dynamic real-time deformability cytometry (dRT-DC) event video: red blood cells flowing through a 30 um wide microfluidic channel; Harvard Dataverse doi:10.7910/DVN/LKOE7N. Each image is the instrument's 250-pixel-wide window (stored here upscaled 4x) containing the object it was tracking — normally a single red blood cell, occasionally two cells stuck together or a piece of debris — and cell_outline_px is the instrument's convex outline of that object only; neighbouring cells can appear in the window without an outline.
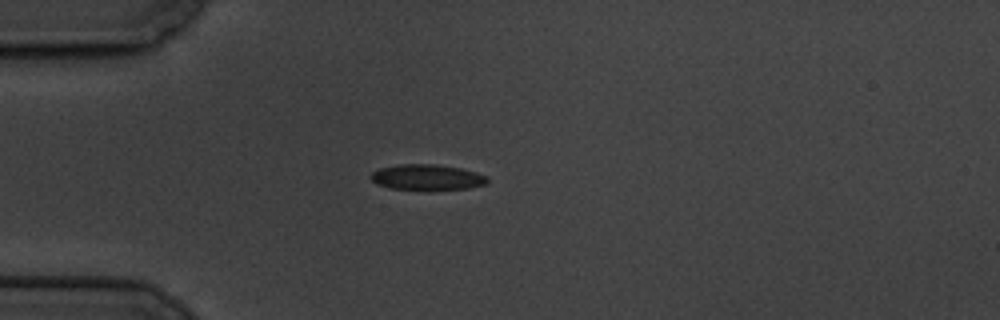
{"species": "common noctule bat (a hibernating species)", "species_latin": "Nyctalus noctula", "temperature_condition": "cold", "stored_images_in_passage": 6, "camera_frame_rate_fps": 3000, "um_per_image_px": 0.085, "animal": {"sex": "male", "body_mass_g": 19.5, "forearm_length_mm": 54.6}, "frame": {"image": 1, "passage_image": 3, "time_ms": 2.0, "image_size_px": [1000, 320], "cell_outline_px": [[488, 180], [484, 184], [468, 188], [392, 188], [376, 184], [368, 176], [372, 172], [380, 168], [400, 164], [436, 164], [460, 168], [476, 172], [488, 176]], "centroid_in_image_um": [36.27, 15.03], "position_along_channel_um": 48.7, "area_um2": 16.88}}
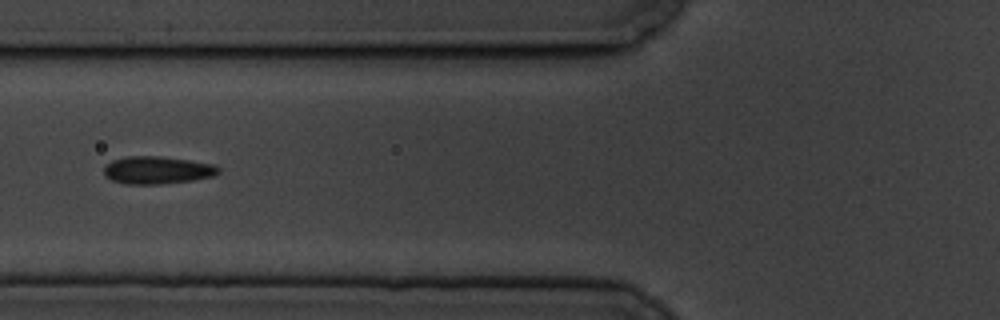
{"frame": {"image": 2, "passage_image": 5, "time_ms": 4.333, "image_size_px": [1000, 320], "cell_outline_px": [[220, 172], [212, 176], [192, 180], [160, 184], [124, 184], [112, 180], [104, 172], [104, 164], [112, 160], [124, 156], [160, 156], [216, 164], [220, 168]], "centroid_in_image_um": [13.36, 14.45], "position_along_channel_um": 112.4, "area_um2": 18.5}}
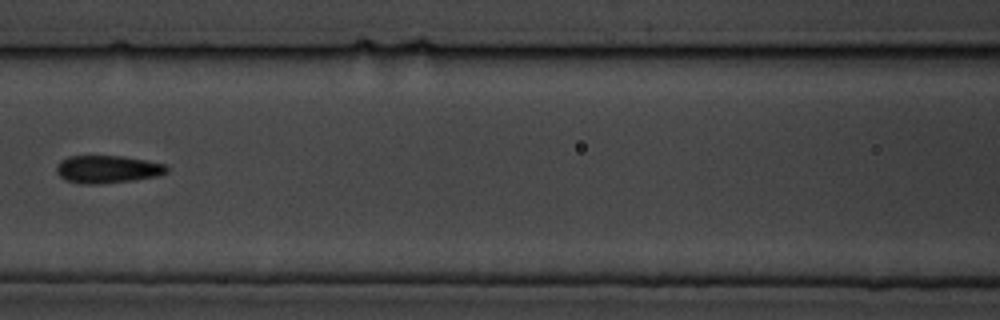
{"frame": {"image": 3, "passage_image": 6, "time_ms": 5.667, "image_size_px": [1000, 320], "cell_outline_px": [[168, 172], [156, 176], [132, 180], [96, 184], [80, 184], [64, 180], [56, 172], [56, 164], [60, 160], [68, 156], [120, 156], [144, 160], [164, 164], [168, 168]], "centroid_in_image_um": [9.07, 14.39], "position_along_channel_um": 157.5, "area_um2": 17.74}}